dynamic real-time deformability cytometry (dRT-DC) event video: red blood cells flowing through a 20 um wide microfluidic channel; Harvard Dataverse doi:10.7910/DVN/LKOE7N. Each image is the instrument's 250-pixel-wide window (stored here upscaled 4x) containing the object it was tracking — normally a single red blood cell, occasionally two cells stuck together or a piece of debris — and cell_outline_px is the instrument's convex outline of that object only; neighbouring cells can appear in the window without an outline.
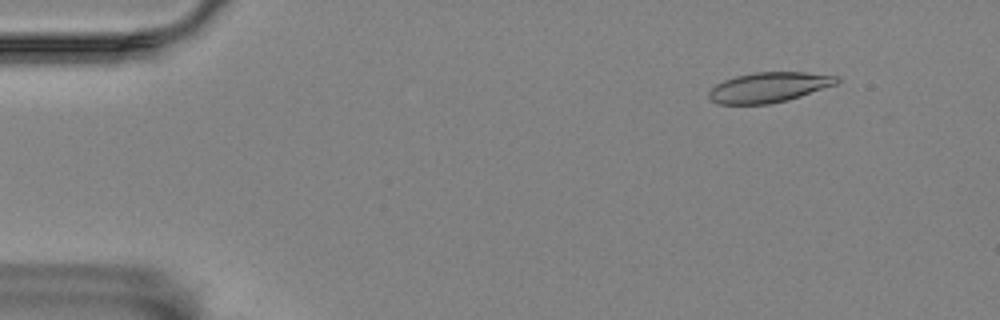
{"species": "Egyptian fruit bat (a non-hibernating species)", "species_latin": "Rousettus aegyptiacus", "temperature_condition": "room temperature", "stored_images_in_passage": 6, "camera_frame_rate_fps": 3000, "um_per_image_px": 0.085, "animal": {"sex": "female"}, "frame": {"image": 1, "passage_image": 2, "time_ms": 1.333, "image_size_px": [1000, 320], "cell_outline_px": [[840, 80], [836, 84], [788, 100], [768, 104], [716, 104], [708, 96], [708, 92], [716, 84], [724, 80], [736, 76], [756, 72], [804, 72], [840, 76]], "centroid_in_image_um": [65.35, 7.42], "position_along_channel_um": 19.6, "area_um2": 22.37}}
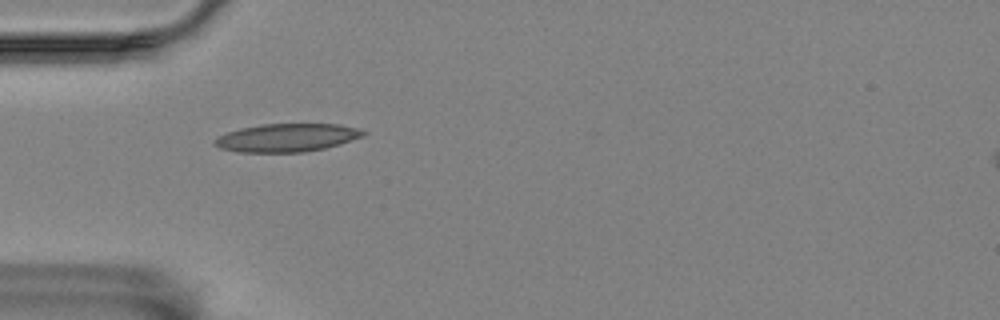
{"frame": {"image": 2, "passage_image": 5, "time_ms": 5.0, "image_size_px": [1000, 320], "cell_outline_px": [[368, 132], [364, 136], [340, 144], [324, 148], [304, 152], [236, 152], [220, 148], [212, 144], [212, 140], [216, 136], [240, 128], [260, 124], [340, 124], [360, 128]], "centroid_in_image_um": [24.37, 11.7], "position_along_channel_um": 60.6, "area_um2": 24.68}}
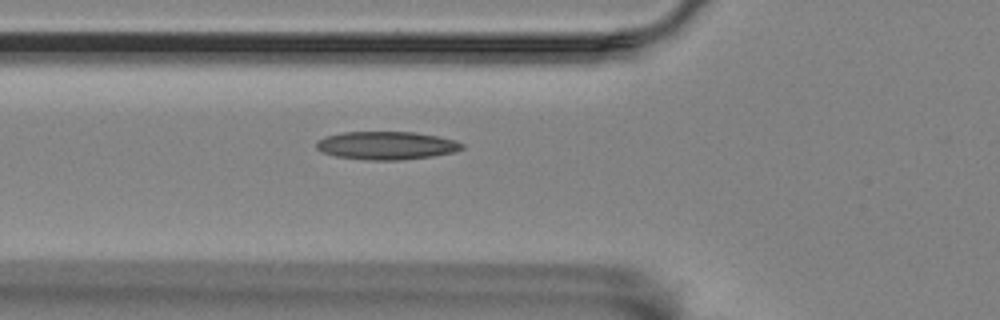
{"frame": {"image": 3, "passage_image": 6, "time_ms": 6.0, "image_size_px": [1000, 320], "cell_outline_px": [[464, 148], [456, 152], [432, 156], [400, 160], [364, 160], [336, 156], [320, 152], [316, 148], [316, 140], [324, 136], [344, 132], [416, 132], [456, 140], [464, 144]], "centroid_in_image_um": [32.83, 12.37], "position_along_channel_um": 93.0, "area_um2": 24.1}}